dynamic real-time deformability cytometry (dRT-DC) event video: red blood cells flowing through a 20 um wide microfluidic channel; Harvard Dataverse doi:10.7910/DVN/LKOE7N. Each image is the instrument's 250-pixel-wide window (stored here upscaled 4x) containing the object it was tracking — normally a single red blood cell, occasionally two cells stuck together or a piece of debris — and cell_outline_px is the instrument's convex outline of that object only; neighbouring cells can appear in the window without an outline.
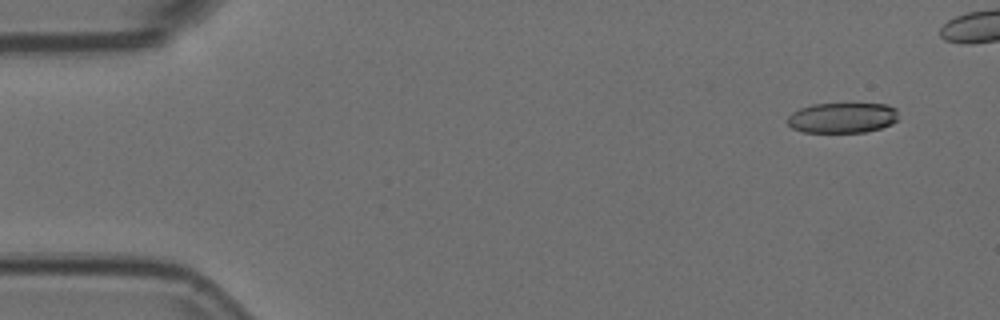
{"species": "Egyptian fruit bat (a non-hibernating species)", "species_latin": "Rousettus aegyptiacus", "temperature_condition": "room temperature", "stored_images_in_passage": 9, "camera_frame_rate_fps": 3000, "um_per_image_px": 0.085, "animal": {"sex": "female"}, "frame": {"image": 1, "passage_image": 1, "time_ms": 0.0, "image_size_px": [1000, 320], "cell_outline_px": [[900, 120], [892, 124], [880, 128], [864, 132], [804, 132], [792, 128], [788, 124], [788, 116], [792, 112], [800, 108], [812, 104], [888, 104], [896, 108]], "centroid_in_image_um": [71.64, 10.01], "position_along_channel_um": 13.4, "area_um2": 19.77}}
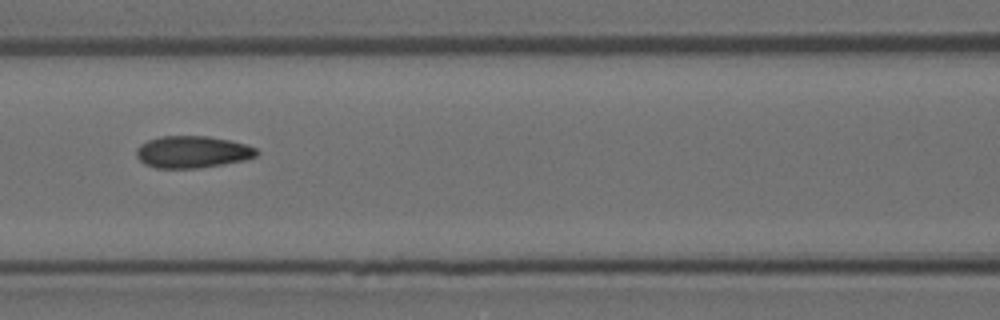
{"frame": {"image": 2, "passage_image": 7, "time_ms": 2.0, "image_size_px": [1000, 320], "cell_outline_px": [[260, 152], [256, 156], [244, 160], [224, 164], [200, 168], [156, 168], [144, 164], [136, 156], [136, 148], [140, 144], [148, 140], [160, 136], [208, 136], [248, 144], [256, 148]], "centroid_in_image_um": [16.36, 12.91], "position_along_channel_um": 150.2, "area_um2": 22.6}}
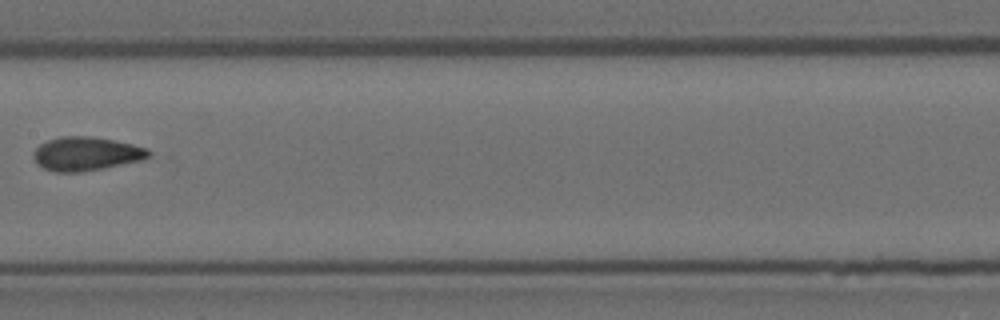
{"frame": {"image": 3, "passage_image": 8, "time_ms": 2.333, "image_size_px": [1000, 320], "cell_outline_px": [[152, 156], [140, 160], [104, 168], [80, 172], [52, 172], [36, 164], [32, 152], [40, 144], [48, 140], [60, 136], [92, 136], [132, 144], [148, 148], [152, 152]], "centroid_in_image_um": [7.31, 13.07], "position_along_channel_um": 200.1, "area_um2": 22.77}}